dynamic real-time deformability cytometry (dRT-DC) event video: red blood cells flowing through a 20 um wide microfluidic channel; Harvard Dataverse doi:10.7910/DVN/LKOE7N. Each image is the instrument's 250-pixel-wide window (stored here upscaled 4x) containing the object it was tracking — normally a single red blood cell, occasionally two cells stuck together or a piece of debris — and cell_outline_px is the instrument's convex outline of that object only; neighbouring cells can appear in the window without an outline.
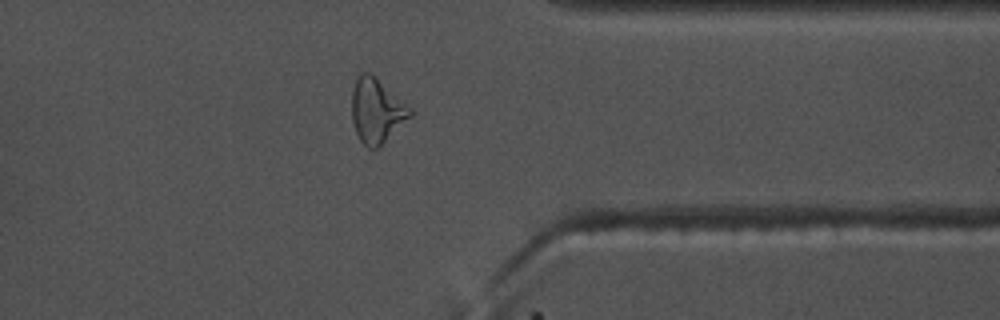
{"species": "common noctule bat (a hibernating species)", "species_latin": "Nyctalus noctula", "temperature_condition": "warm", "stored_images_in_passage": 40, "camera_frame_rate_fps": 3000, "um_per_image_px": 0.085, "animal": {"sex": "male", "body_mass_g": 17.5, "forearm_length_mm": 52.3}, "frame": {"image": 1, "passage_image": 29, "time_ms": 9.333, "image_size_px": [1000, 320], "cell_outline_px": [[412, 116], [376, 148], [368, 148], [360, 140], [356, 132], [352, 120], [352, 92], [356, 80], [360, 72], [368, 72], [412, 108]], "centroid_in_image_um": [32.0, 9.41], "position_along_channel_um": 379.4, "area_um2": 21.33}, "authors_computed_cell_mechanics": {"area_um2": 19.5653, "velocity_mm_per_s": 3.6909, "shape_relaxation_time_tau1_ms": null, "shape_relaxation_time_tau2_ms": 2.2088, "deformation_change_tau1": null, "deformation_change_tau2": 0.1129}}